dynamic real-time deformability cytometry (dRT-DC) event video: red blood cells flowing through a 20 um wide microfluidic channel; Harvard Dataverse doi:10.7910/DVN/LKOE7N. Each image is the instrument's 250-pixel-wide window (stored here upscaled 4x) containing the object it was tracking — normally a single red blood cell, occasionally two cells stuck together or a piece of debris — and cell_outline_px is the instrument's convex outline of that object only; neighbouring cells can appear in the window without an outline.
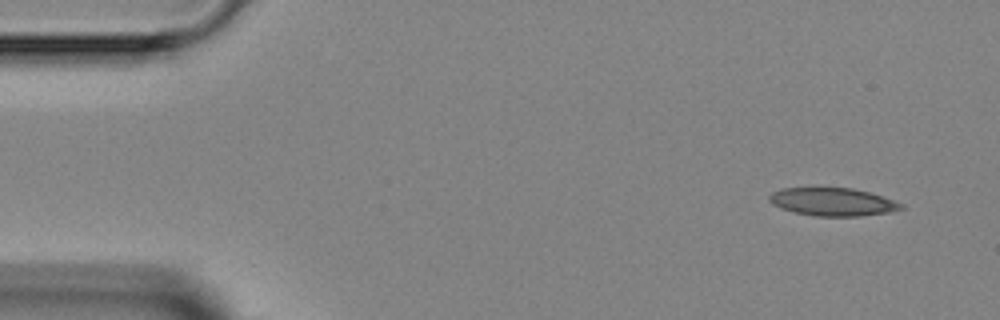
{"species": "Egyptian fruit bat (a non-hibernating species)", "species_latin": "Rousettus aegyptiacus", "temperature_condition": "room temperature", "stored_images_in_passage": 4, "camera_frame_rate_fps": 3000, "um_per_image_px": 0.085, "animal": {"sex": "female"}, "frame": {"image": 1, "passage_image": 1, "time_ms": 0.0, "image_size_px": [1000, 320], "cell_outline_px": [[904, 208], [888, 212], [860, 216], [812, 216], [780, 208], [772, 204], [768, 200], [768, 196], [772, 192], [780, 188], [852, 188], [868, 192], [904, 204]], "centroid_in_image_um": [70.73, 17.16], "position_along_channel_um": 14.3, "area_um2": 21.39}}
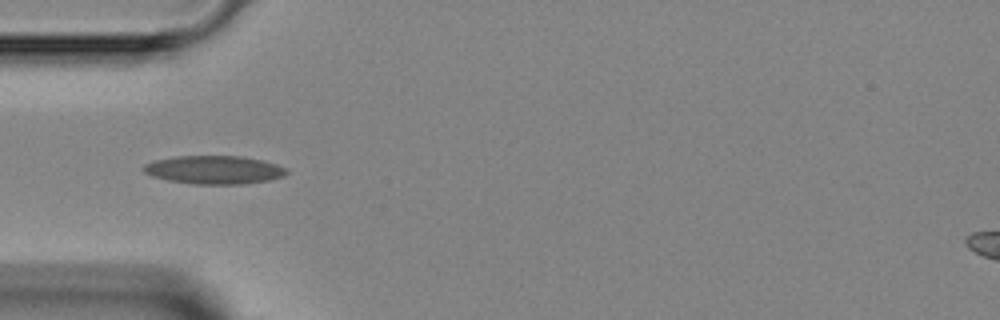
{"frame": {"image": 2, "passage_image": 4, "time_ms": 3.667, "image_size_px": [1000, 320], "cell_outline_px": [[288, 172], [284, 176], [268, 180], [244, 184], [192, 184], [168, 180], [152, 176], [144, 172], [140, 168], [144, 164], [156, 160], [176, 156], [240, 156], [264, 160], [288, 168]], "centroid_in_image_um": [18.21, 14.43], "position_along_channel_um": 66.8, "area_um2": 23.76}}